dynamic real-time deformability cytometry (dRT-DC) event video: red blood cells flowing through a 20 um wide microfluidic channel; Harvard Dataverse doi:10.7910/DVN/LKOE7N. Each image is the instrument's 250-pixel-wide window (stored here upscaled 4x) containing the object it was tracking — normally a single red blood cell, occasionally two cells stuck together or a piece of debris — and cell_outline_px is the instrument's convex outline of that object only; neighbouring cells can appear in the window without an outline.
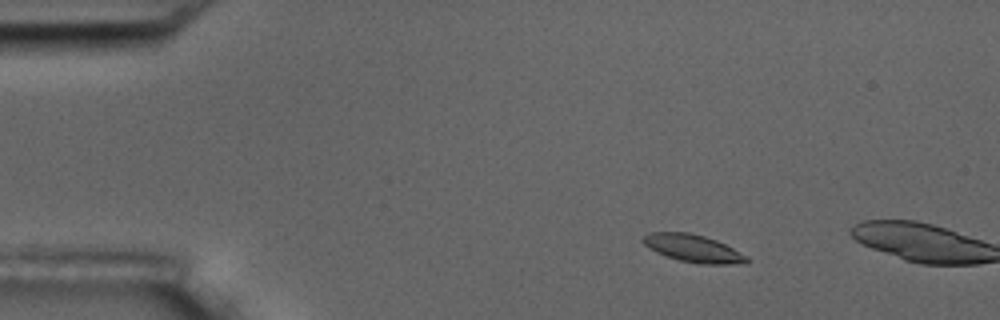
{"species": "common noctule bat (a hibernating species)", "species_latin": "Nyctalus noctula", "temperature_condition": "room temperature", "stored_images_in_passage": 4, "camera_frame_rate_fps": 3000, "um_per_image_px": 0.085, "animal": {"sex": "male", "body_mass_g": 17.5, "forearm_length_mm": 52.3}, "frame": {"image": 1, "passage_image": 2, "time_ms": 1.333, "image_size_px": [1000, 320], "cell_outline_px": [[752, 260], [744, 264], [700, 264], [680, 260], [656, 252], [644, 244], [640, 240], [648, 232], [688, 232], [704, 236], [716, 240], [748, 256]], "centroid_in_image_um": [58.94, 21.11], "position_along_channel_um": 26.1, "area_um2": 16.65}}